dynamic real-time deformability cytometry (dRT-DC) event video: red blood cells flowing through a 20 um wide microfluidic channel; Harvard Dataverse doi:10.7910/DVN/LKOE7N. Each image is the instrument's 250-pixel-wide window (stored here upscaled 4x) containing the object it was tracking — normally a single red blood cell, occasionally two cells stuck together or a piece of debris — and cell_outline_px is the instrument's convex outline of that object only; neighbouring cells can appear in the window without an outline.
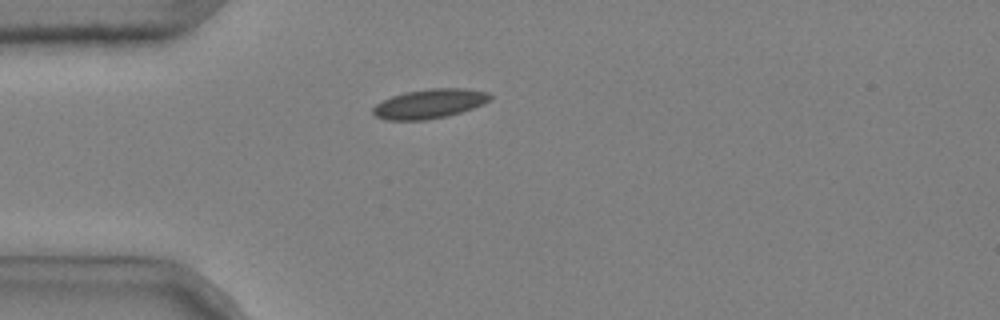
{"species": "common noctule bat (a hibernating species)", "species_latin": "Nyctalus noctula", "temperature_condition": "cold", "stored_images_in_passage": 2, "camera_frame_rate_fps": 3000, "um_per_image_px": 0.085, "animal": {"sex": "male", "body_mass_g": 20.4}, "frame": {"image": 1, "passage_image": 1, "time_ms": 0.0, "image_size_px": [1000, 320], "cell_outline_px": [[492, 96], [484, 104], [448, 116], [424, 120], [384, 120], [376, 116], [372, 112], [372, 108], [376, 104], [392, 96], [404, 92], [428, 88], [468, 88], [488, 92]], "centroid_in_image_um": [36.51, 8.81], "position_along_channel_um": 48.5, "area_um2": 20.11}}